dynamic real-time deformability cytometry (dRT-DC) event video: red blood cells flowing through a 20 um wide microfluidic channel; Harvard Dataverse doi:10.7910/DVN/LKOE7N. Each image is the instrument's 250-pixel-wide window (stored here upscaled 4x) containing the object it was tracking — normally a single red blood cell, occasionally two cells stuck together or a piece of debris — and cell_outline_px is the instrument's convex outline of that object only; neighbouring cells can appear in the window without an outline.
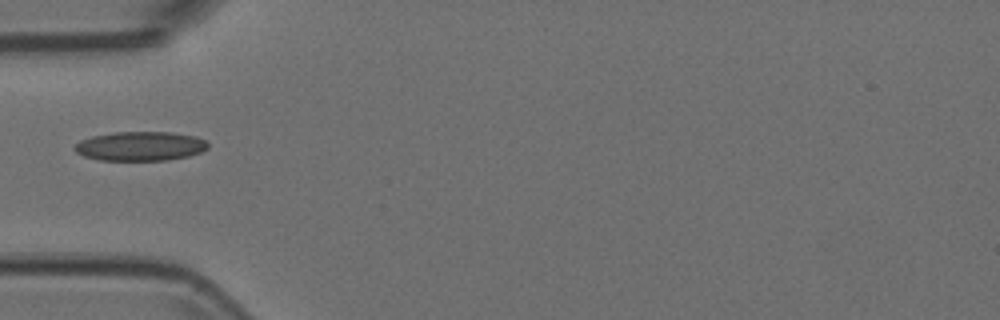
{"species": "Egyptian fruit bat (a non-hibernating species)", "species_latin": "Rousettus aegyptiacus", "temperature_condition": "room temperature", "stored_images_in_passage": 22, "camera_frame_rate_fps": 3000, "um_per_image_px": 0.085, "animal": {"sex": "female"}, "frame": {"image": 1, "passage_image": 1, "time_ms": 0.0, "image_size_px": [1000, 320], "cell_outline_px": [[208, 148], [200, 152], [188, 156], [168, 160], [100, 160], [84, 156], [76, 152], [72, 148], [80, 140], [92, 136], [116, 132], [172, 132], [196, 136], [204, 140], [208, 144]], "centroid_in_image_um": [11.92, 12.42], "position_along_channel_um": 73.1, "area_um2": 22.72}}
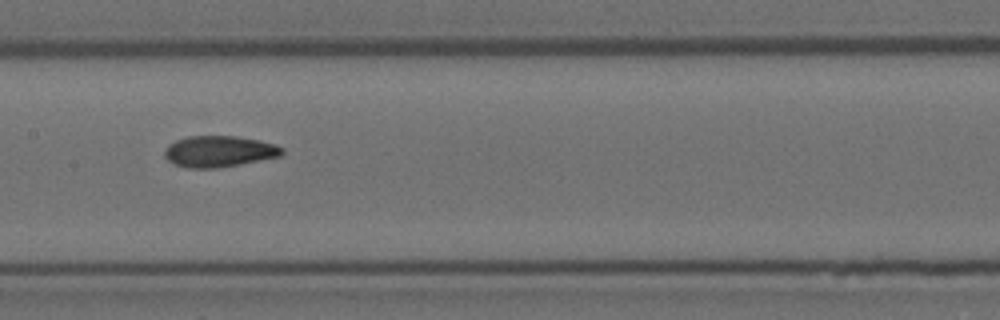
{"frame": {"image": 2, "passage_image": 10, "time_ms": 3.0, "image_size_px": [1000, 320], "cell_outline_px": [[284, 152], [280, 156], [240, 164], [216, 168], [188, 168], [176, 164], [168, 160], [164, 156], [164, 148], [168, 144], [176, 140], [188, 136], [236, 136], [260, 140], [276, 144], [284, 148]], "centroid_in_image_um": [18.62, 12.86], "position_along_channel_um": 188.8, "area_um2": 21.44}}
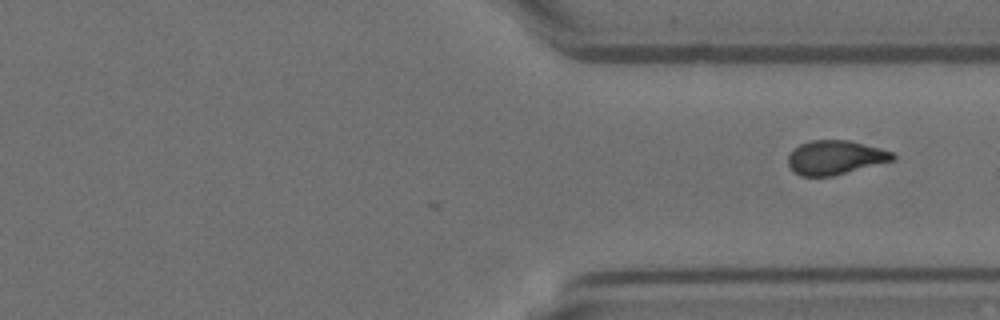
{"frame": {"image": 3, "passage_image": 22, "time_ms": 7.0, "image_size_px": [1000, 320], "cell_outline_px": [[896, 160], [832, 176], [800, 176], [788, 164], [788, 156], [800, 144], [812, 140], [848, 140], [880, 148], [892, 152], [896, 156]], "centroid_in_image_um": [71.03, 13.39], "position_along_channel_um": 340.4, "area_um2": 20.63}}